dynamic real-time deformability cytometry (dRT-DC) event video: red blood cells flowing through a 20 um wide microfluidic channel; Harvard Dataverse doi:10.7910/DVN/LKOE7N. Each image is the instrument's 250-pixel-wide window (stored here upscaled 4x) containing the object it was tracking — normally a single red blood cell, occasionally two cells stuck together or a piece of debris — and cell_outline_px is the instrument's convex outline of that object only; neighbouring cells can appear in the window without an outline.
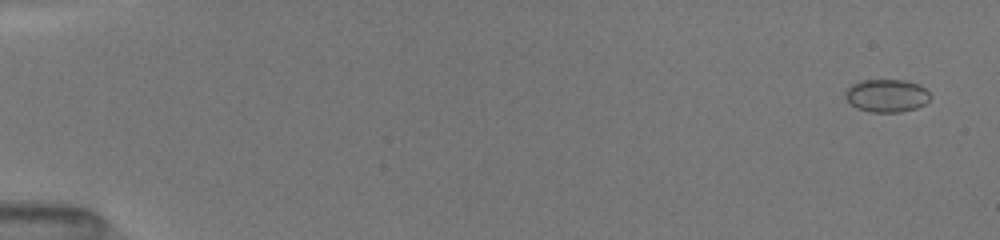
{"species": "common noctule bat (a hibernating species)", "species_latin": "Nyctalus noctula", "temperature_condition": "room temperature", "stored_images_in_passage": 46, "camera_frame_rate_fps": 3000, "um_per_image_px": 0.085, "animal": {"sex": "female", "body_mass_g": 19.5, "forearm_length_mm": 54.1}, "frame": {"image": 1, "passage_image": 2, "time_ms": 0.333, "image_size_px": [1000, 240], "cell_outline_px": [[932, 96], [924, 104], [916, 108], [900, 112], [868, 112], [856, 108], [844, 96], [844, 92], [852, 84], [860, 80], [904, 80], [920, 84]], "centroid_in_image_um": [75.36, 8.13], "position_along_channel_um": 9.6, "area_um2": 16.36}}
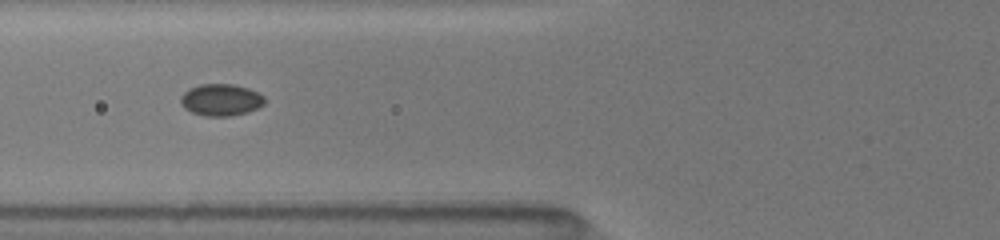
{"frame": {"image": 2, "passage_image": 20, "time_ms": 6.667, "image_size_px": [1000, 240], "cell_outline_px": [[264, 104], [248, 112], [232, 116], [204, 116], [192, 112], [184, 108], [180, 104], [180, 96], [188, 88], [200, 84], [232, 84], [248, 88], [264, 96]], "centroid_in_image_um": [18.74, 8.49], "position_along_channel_um": 107.1, "area_um2": 15.66}}
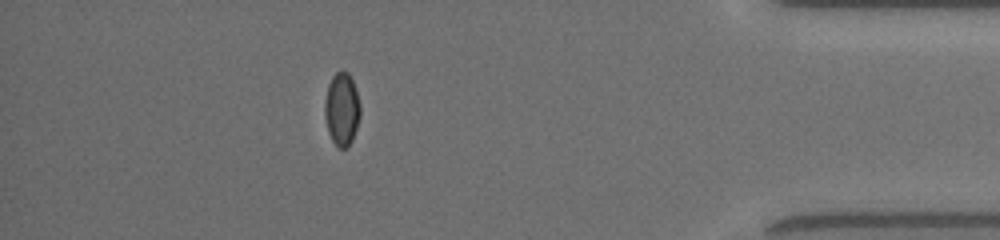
{"frame": {"image": 3, "passage_image": 41, "time_ms": 15.0, "image_size_px": [1000, 240], "cell_outline_px": [[360, 116], [352, 140], [344, 148], [336, 148], [328, 132], [324, 116], [324, 100], [328, 84], [332, 76], [340, 68], [348, 72], [352, 80], [360, 104]], "centroid_in_image_um": [29.03, 9.25], "position_along_channel_um": 406.2, "area_um2": 15.26}, "authors_computed_cell_mechanics": {"area_um2": 15.317, "velocity_mm_per_s": 4.0586, "shape_relaxation_time_tau1_ms": 8.2041, "shape_relaxation_time_tau2_ms": 1.9258, "deformation_change_tau1": 0.0903, "deformation_change_tau2": 0.0253}}